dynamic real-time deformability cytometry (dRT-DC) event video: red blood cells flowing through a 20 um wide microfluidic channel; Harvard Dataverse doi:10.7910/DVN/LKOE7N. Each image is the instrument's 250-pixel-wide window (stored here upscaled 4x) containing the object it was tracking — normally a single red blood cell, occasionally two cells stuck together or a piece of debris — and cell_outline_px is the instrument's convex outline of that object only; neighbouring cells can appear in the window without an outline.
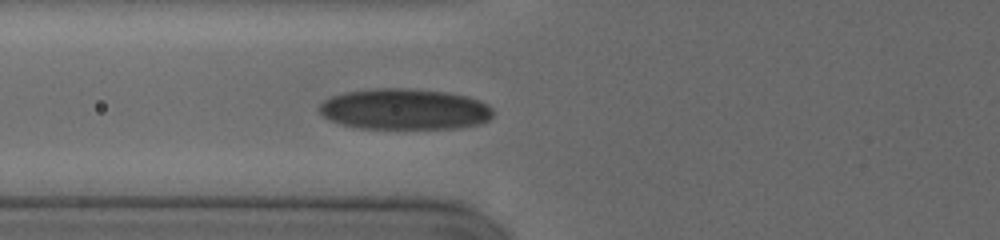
{"species": "human", "species_latin": "Homo sapiens", "temperature_condition": "cold", "stored_images_in_passage": 42, "camera_frame_rate_fps": 3000, "um_per_image_px": 0.085, "donor": {"sex": "female"}, "frame": {"image": 1, "passage_image": 14, "time_ms": 7.333, "image_size_px": [1000, 240], "cell_outline_px": [[492, 116], [488, 120], [480, 124], [456, 128], [360, 128], [344, 124], [332, 120], [324, 116], [320, 112], [320, 104], [324, 100], [332, 96], [344, 92], [376, 88], [404, 88], [444, 92], [468, 96], [480, 100], [488, 104], [492, 108]], "centroid_in_image_um": [34.42, 9.27], "position_along_channel_um": 91.4, "area_um2": 41.21}}
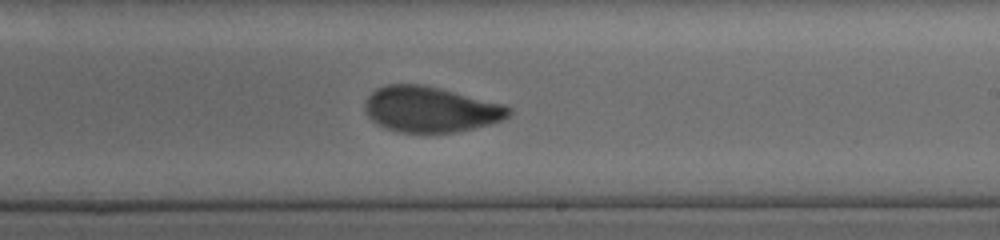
{"frame": {"image": 2, "passage_image": 26, "time_ms": 11.667, "image_size_px": [1000, 240], "cell_outline_px": [[512, 112], [508, 116], [500, 120], [488, 124], [472, 128], [452, 132], [400, 132], [388, 128], [372, 120], [368, 116], [364, 108], [364, 100], [376, 88], [388, 84], [420, 84], [440, 88], [504, 104], [512, 108]], "centroid_in_image_um": [36.58, 9.27], "position_along_channel_um": 252.4, "area_um2": 37.92}}
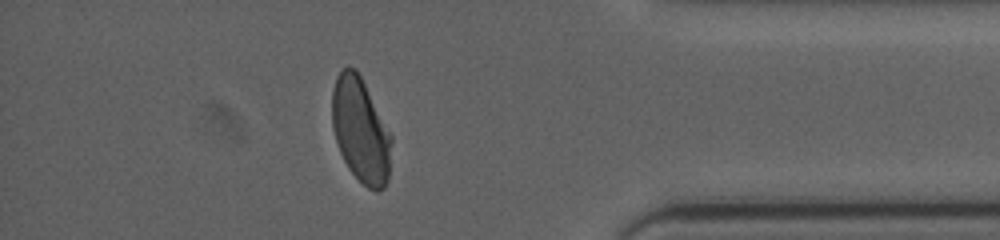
{"frame": {"image": 3, "passage_image": 38, "time_ms": 16.333, "image_size_px": [1000, 240], "cell_outline_px": [[392, 140], [388, 180], [384, 188], [376, 192], [368, 188], [348, 168], [340, 152], [332, 128], [332, 88], [336, 76], [348, 64], [356, 68], [392, 136]], "centroid_in_image_um": [30.64, 11.06], "position_along_channel_um": 404.6, "area_um2": 36.18}, "authors_computed_cell_mechanics": {"area_um2": 37.8879, "velocity_mm_per_s": 3.7045, "shape_relaxation_time_tau1_ms": 5.6595, "shape_relaxation_time_tau2_ms": 1.4604, "deformation_change_tau1": 0.1656, "deformation_change_tau2": 0.0605}}